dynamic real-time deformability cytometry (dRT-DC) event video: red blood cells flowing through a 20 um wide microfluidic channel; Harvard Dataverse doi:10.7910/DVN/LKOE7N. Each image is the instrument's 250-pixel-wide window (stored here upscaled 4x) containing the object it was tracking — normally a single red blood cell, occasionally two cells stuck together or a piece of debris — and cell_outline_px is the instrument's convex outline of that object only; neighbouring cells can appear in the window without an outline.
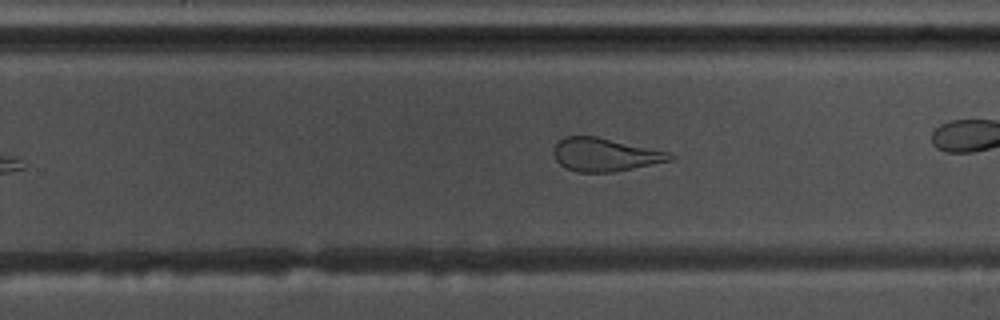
{"species": "common noctule bat (a hibernating species)", "species_latin": "Nyctalus noctula", "temperature_condition": "warm", "stored_images_in_passage": 41, "camera_frame_rate_fps": 3000, "um_per_image_px": 0.085, "animal": {"sex": "male", "body_mass_g": 17.5, "forearm_length_mm": 52.3}, "frame": {"image": 1, "passage_image": 24, "time_ms": 7.667, "image_size_px": [1000, 320], "cell_outline_px": [[676, 156], [672, 160], [612, 172], [576, 172], [560, 164], [552, 156], [552, 148], [564, 136], [596, 136], [672, 152]], "centroid_in_image_um": [51.42, 13.13], "position_along_channel_um": 278.4, "area_um2": 22.66}, "authors_computed_cell_mechanics": {"area_um2": 24.7962, "velocity_mm_per_s": 3.6251, "shape_relaxation_time_tau1_ms": null, "shape_relaxation_time_tau2_ms": 1.5278, "deformation_change_tau1": null, "deformation_change_tau2": 0.1181}}